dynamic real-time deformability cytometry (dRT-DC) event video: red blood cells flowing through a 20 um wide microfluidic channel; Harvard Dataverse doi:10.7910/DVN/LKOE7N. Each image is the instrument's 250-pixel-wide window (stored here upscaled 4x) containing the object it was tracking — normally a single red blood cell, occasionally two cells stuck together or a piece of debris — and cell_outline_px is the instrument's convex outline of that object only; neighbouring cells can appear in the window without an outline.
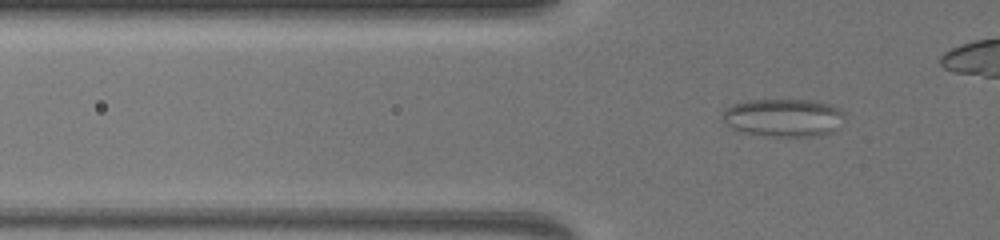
{"species": "common noctule bat (a hibernating species)", "species_latin": "Nyctalus noctula", "temperature_condition": "warm", "stored_images_in_passage": 51, "segment_of_instrument_passage": [1, 2], "camera_frame_rate_fps": 3000, "um_per_image_px": 0.085, "animal": {"sex": "female", "body_mass_g": 19.5, "forearm_length_mm": 54.1}, "frame": {"image": 1, "passage_image": 16, "time_ms": 5.0, "image_size_px": [1000, 240], "cell_outline_px": [[840, 112], [832, 132], [812, 136], [772, 136], [748, 132], [732, 128], [724, 120], [724, 112], [732, 104], [752, 100], [808, 100], [828, 104], [836, 108]], "centroid_in_image_um": [66.51, 9.99], "position_along_channel_um": 59.3, "area_um2": 25.66}}
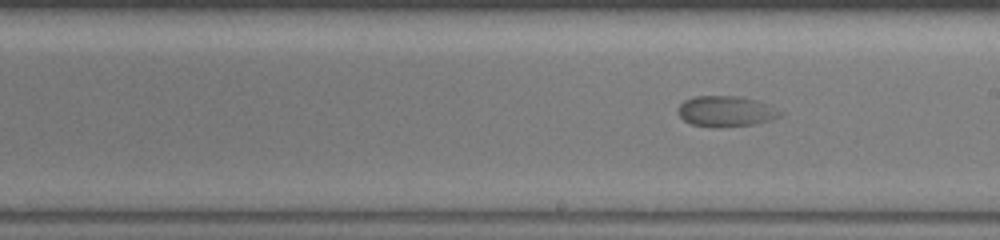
{"frame": {"image": 2, "passage_image": 33, "time_ms": 10.667, "image_size_px": [1000, 240], "cell_outline_px": [[780, 116], [768, 120], [752, 124], [720, 128], [708, 128], [692, 124], [684, 120], [680, 116], [680, 104], [684, 100], [692, 96], [736, 96], [756, 100], [764, 104]], "centroid_in_image_um": [61.56, 9.47], "position_along_channel_um": 227.4, "area_um2": 17.69}}
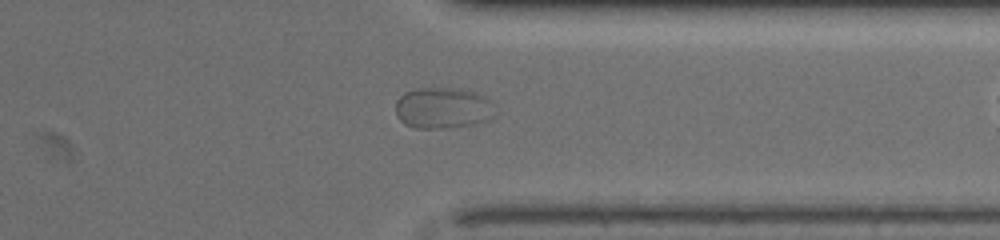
{"frame": {"image": 3, "passage_image": 47, "time_ms": 15.333, "image_size_px": [1000, 240], "cell_outline_px": [[488, 120], [468, 124], [440, 128], [412, 128], [404, 124], [396, 116], [396, 100], [404, 92], [416, 88], [456, 88], [472, 92], [484, 96], [488, 100]], "centroid_in_image_um": [37.47, 9.17], "position_along_channel_um": 373.9, "area_um2": 23.06}}